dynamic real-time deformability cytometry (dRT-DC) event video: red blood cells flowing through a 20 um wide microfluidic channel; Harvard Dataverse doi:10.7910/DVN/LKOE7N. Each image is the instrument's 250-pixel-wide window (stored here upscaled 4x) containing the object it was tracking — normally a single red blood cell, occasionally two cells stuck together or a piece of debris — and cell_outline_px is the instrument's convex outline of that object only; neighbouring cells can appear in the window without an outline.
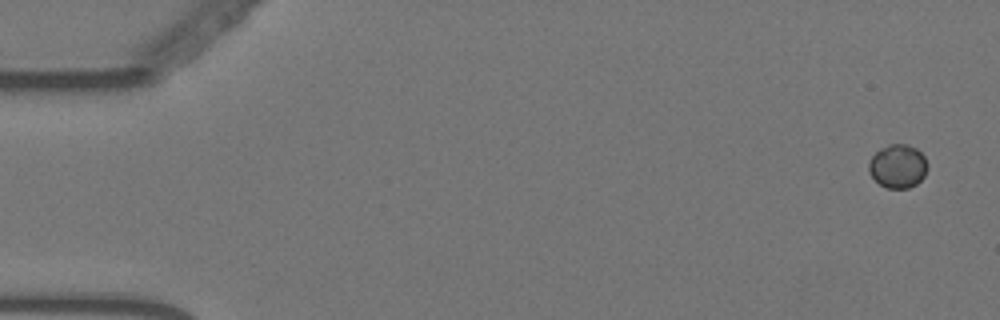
{"species": "Egyptian fruit bat (a non-hibernating species)", "species_latin": "Rousettus aegyptiacus", "temperature_condition": "warm", "stored_images_in_passage": 56, "camera_frame_rate_fps": 3000, "um_per_image_px": 0.085, "animal": {"sex": "female"}, "frame": {"image": 1, "passage_image": 1, "time_ms": 0.0, "image_size_px": [1000, 320], "cell_outline_px": [[928, 168], [924, 176], [916, 184], [908, 188], [888, 188], [880, 184], [868, 172], [868, 164], [872, 156], [880, 148], [888, 144], [908, 144], [916, 148], [924, 156], [928, 164]], "centroid_in_image_um": [76.32, 14.11], "position_along_channel_um": 8.7, "area_um2": 14.97}}
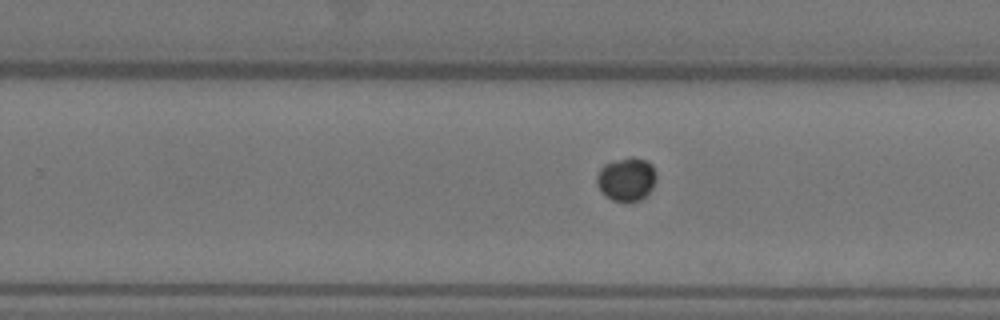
{"frame": {"image": 2, "passage_image": 35, "time_ms": 11.333, "image_size_px": [1000, 320], "cell_outline_px": [[656, 180], [648, 196], [632, 204], [628, 204], [612, 200], [596, 184], [596, 176], [600, 168], [604, 164], [628, 156], [632, 156], [648, 160], [652, 164], [656, 172]], "centroid_in_image_um": [53.29, 15.24], "position_along_channel_um": 276.5, "area_um2": 15.61}}
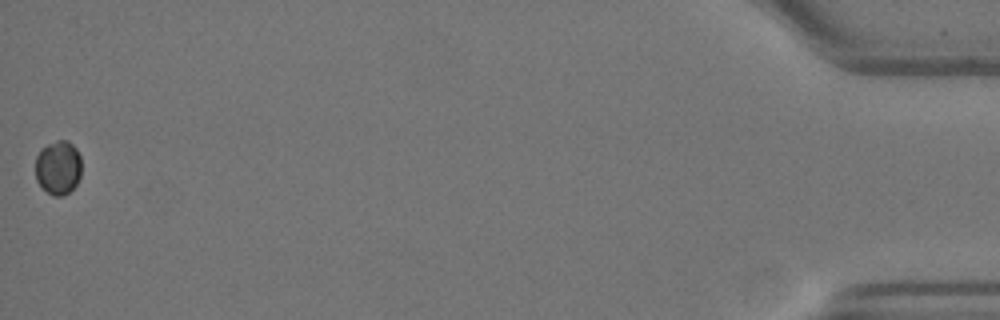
{"frame": {"image": 3, "passage_image": 56, "time_ms": 18.333, "image_size_px": [1000, 320], "cell_outline_px": [[80, 176], [76, 184], [68, 192], [60, 196], [52, 196], [36, 180], [36, 156], [40, 148], [56, 140], [68, 140], [76, 148], [80, 156]], "centroid_in_image_um": [4.93, 14.21], "position_along_channel_um": 430.3, "area_um2": 14.45}}